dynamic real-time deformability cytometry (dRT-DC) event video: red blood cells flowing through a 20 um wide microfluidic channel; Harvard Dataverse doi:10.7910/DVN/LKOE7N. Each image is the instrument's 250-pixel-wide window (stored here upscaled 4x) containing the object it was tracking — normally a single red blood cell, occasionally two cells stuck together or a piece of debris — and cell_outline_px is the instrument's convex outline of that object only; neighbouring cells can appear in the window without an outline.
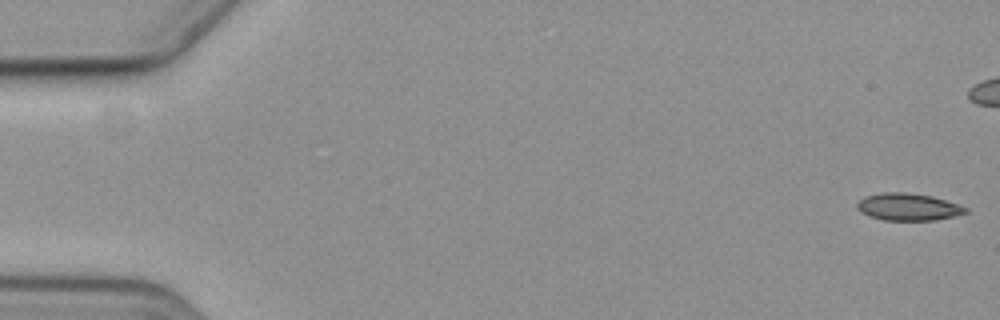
{"species": "common noctule bat (a hibernating species)", "species_latin": "Nyctalus noctula", "temperature_condition": "cold", "stored_images_in_passage": 5, "camera_frame_rate_fps": 3000, "um_per_image_px": 0.085, "animal": {"sex": "female", "body_mass_g": 19.3, "forearm_length_mm": 54.1}, "frame": {"image": 1, "passage_image": 5, "time_ms": 5.667, "image_size_px": [1000, 320], "cell_outline_px": [[968, 212], [936, 220], [884, 220], [868, 216], [856, 204], [864, 196], [884, 192], [904, 192], [932, 196], [968, 208]], "centroid_in_image_um": [77.19, 17.58], "position_along_channel_um": 7.8, "area_um2": 16.88}}